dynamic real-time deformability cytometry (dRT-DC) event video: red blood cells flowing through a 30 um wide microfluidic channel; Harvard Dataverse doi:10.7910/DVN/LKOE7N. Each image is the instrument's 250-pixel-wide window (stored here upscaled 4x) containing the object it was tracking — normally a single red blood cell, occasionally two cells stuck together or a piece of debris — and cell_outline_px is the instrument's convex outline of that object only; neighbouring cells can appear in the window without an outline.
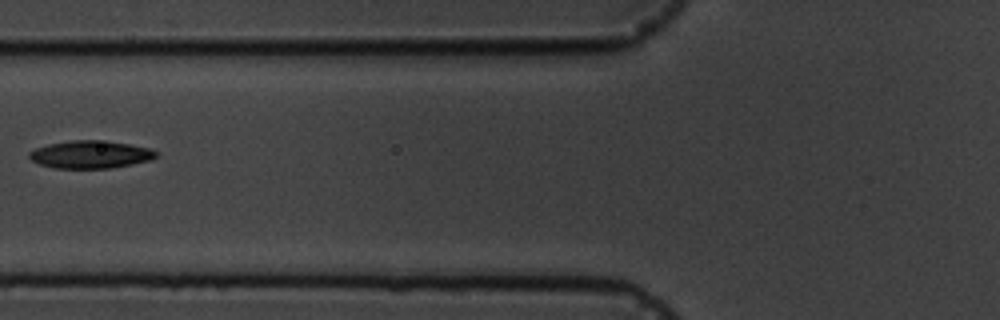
{"species": "common noctule bat (a hibernating species)", "species_latin": "Nyctalus noctula", "temperature_condition": "cold", "stored_images_in_passage": 8, "camera_frame_rate_fps": 3000, "um_per_image_px": 0.085, "animal": {"sex": "male", "body_mass_g": 19.5, "forearm_length_mm": 54.6}, "frame": {"image": 1, "passage_image": 7, "time_ms": 8.0, "image_size_px": [1000, 320], "cell_outline_px": [[156, 156], [148, 160], [132, 164], [112, 168], [56, 168], [40, 164], [32, 160], [28, 156], [28, 152], [36, 148], [48, 144], [72, 140], [96, 140], [128, 144], [148, 148], [156, 152]], "centroid_in_image_um": [7.64, 13.13], "position_along_channel_um": 118.2, "area_um2": 20.11}}
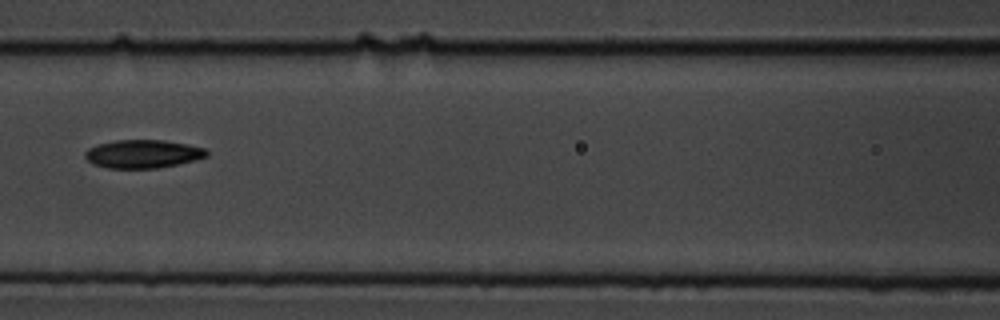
{"frame": {"image": 2, "passage_image": 8, "time_ms": 9.0, "image_size_px": [1000, 320], "cell_outline_px": [[208, 156], [196, 160], [156, 168], [108, 168], [92, 164], [84, 156], [84, 152], [88, 148], [100, 144], [116, 140], [164, 140], [188, 144], [204, 148], [208, 152]], "centroid_in_image_um": [12.14, 13.08], "position_along_channel_um": 154.5, "area_um2": 20.0}}